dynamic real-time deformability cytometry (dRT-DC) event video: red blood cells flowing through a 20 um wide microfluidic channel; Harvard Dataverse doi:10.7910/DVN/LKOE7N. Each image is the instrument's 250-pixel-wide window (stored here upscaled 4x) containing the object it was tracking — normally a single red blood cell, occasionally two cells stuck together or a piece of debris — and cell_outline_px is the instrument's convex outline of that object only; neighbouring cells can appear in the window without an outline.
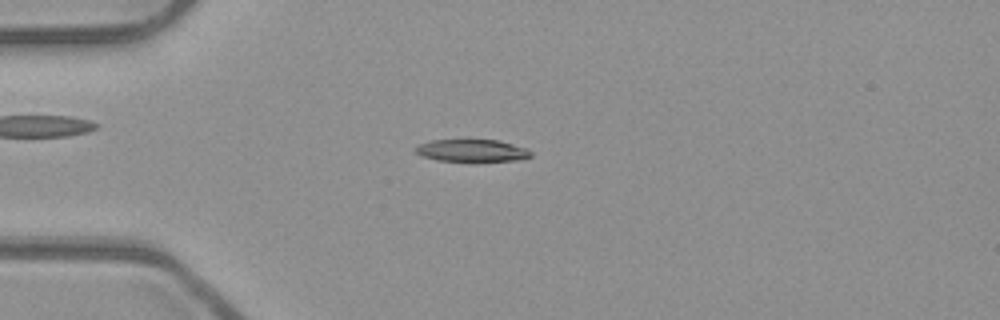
{"species": "common noctule bat (a hibernating species)", "species_latin": "Nyctalus noctula", "temperature_condition": "room temperature", "stored_images_in_passage": 41, "camera_frame_rate_fps": 3000, "um_per_image_px": 0.085, "animal": {"sex": "male", "body_mass_g": 23.1, "forearm_length_mm": 52.7}, "frame": {"image": 1, "passage_image": 2, "time_ms": 0.333, "image_size_px": [1000, 320], "cell_outline_px": [[532, 156], [520, 160], [476, 164], [436, 160], [420, 156], [416, 152], [416, 148], [420, 144], [432, 140], [500, 140], [528, 148], [532, 152]], "centroid_in_image_um": [40.19, 12.85], "position_along_channel_um": 44.8, "area_um2": 15.95}}
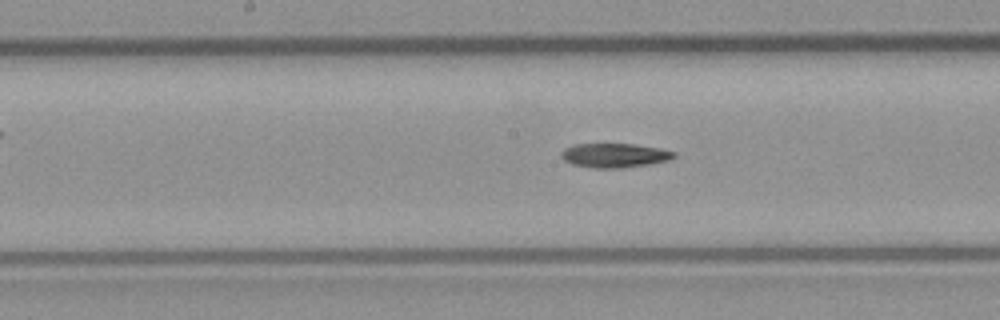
{"frame": {"image": 2, "passage_image": 15, "time_ms": 4.667, "image_size_px": [1000, 320], "cell_outline_px": [[676, 156], [668, 160], [648, 164], [620, 168], [592, 168], [572, 164], [564, 160], [560, 156], [560, 152], [564, 148], [576, 144], [632, 144], [656, 148], [676, 152]], "centroid_in_image_um": [52.18, 13.21], "position_along_channel_um": 196.0, "area_um2": 15.78}}
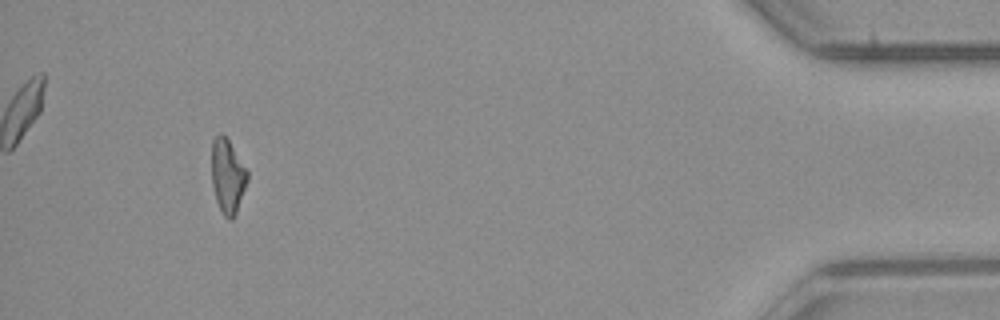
{"frame": {"image": 3, "passage_image": 37, "time_ms": 12.0, "image_size_px": [1000, 320], "cell_outline_px": [[248, 180], [236, 212], [232, 220], [228, 220], [224, 216], [216, 200], [212, 184], [212, 140], [220, 132], [228, 140], [248, 172]], "centroid_in_image_um": [19.34, 14.98], "position_along_channel_um": 415.9, "area_um2": 15.2}, "authors_computed_cell_mechanics": {"area_um2": 15.9528, "velocity_mm_per_s": 3.9652, "shape_relaxation_time_tau1_ms": null, "shape_relaxation_time_tau2_ms": 6.3894, "deformation_change_tau1": null, "deformation_change_tau2": 0.1652}}